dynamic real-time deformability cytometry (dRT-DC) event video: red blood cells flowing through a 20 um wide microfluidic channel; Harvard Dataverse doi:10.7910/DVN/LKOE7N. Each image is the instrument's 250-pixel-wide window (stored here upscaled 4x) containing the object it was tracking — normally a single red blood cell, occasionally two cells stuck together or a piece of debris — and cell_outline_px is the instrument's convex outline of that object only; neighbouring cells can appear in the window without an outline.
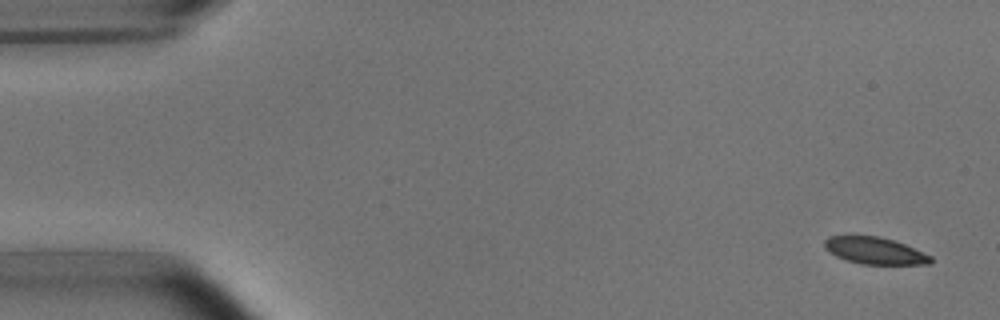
{"species": "common noctule bat (a hibernating species)", "species_latin": "Nyctalus noctula", "temperature_condition": "room temperature", "stored_images_in_passage": 6, "camera_frame_rate_fps": 3000, "um_per_image_px": 0.085, "animal": {"sex": "male", "body_mass_g": 15.6}, "frame": {"image": 1, "passage_image": 1, "time_ms": 0.0, "image_size_px": [1000, 320], "cell_outline_px": [[932, 264], [860, 264], [836, 256], [828, 252], [824, 248], [824, 240], [828, 236], [880, 236], [904, 244], [932, 256]], "centroid_in_image_um": [74.34, 21.31], "position_along_channel_um": 10.7, "area_um2": 16.59}}
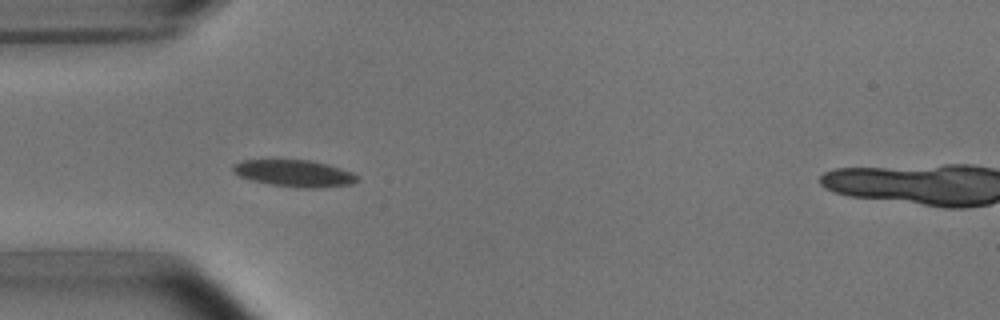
{"frame": {"image": 2, "passage_image": 5, "time_ms": 4.667, "image_size_px": [1000, 320], "cell_outline_px": [[360, 180], [352, 184], [320, 188], [300, 188], [272, 184], [252, 180], [240, 176], [232, 172], [232, 164], [244, 160], [312, 160], [328, 164], [352, 172], [360, 176]], "centroid_in_image_um": [25.07, 14.73], "position_along_channel_um": 59.9, "area_um2": 19.54}}